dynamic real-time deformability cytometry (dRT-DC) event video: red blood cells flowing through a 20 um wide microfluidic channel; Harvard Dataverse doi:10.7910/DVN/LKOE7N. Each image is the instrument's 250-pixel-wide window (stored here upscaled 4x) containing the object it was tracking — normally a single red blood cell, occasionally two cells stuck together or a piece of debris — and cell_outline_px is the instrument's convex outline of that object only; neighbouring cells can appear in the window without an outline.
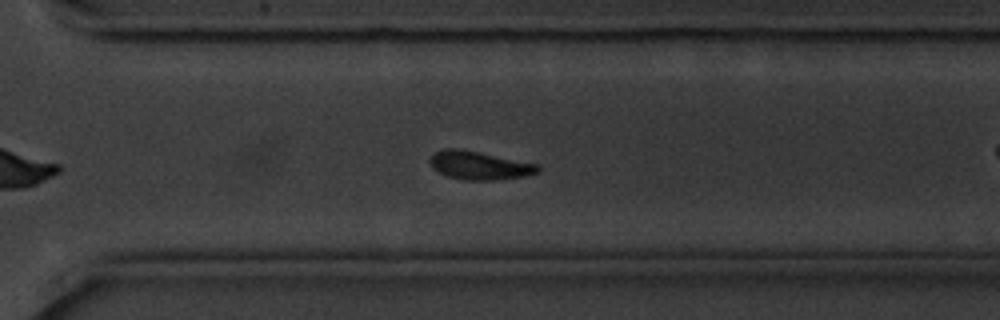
{"species": "common noctule bat (a hibernating species)", "species_latin": "Nyctalus noctula", "temperature_condition": "cold", "stored_images_in_passage": 42, "camera_frame_rate_fps": 3000, "um_per_image_px": 0.085, "animal": {"sex": "male", "body_mass_g": 20.1, "forearm_length_mm": 53.5}, "frame": {"image": 1, "passage_image": 24, "time_ms": 7.667, "image_size_px": [1000, 320], "cell_outline_px": [[540, 172], [524, 176], [492, 180], [468, 180], [448, 176], [432, 168], [428, 160], [436, 152], [444, 148], [456, 148], [540, 164]], "centroid_in_image_um": [40.76, 14.06], "position_along_channel_um": 329.8, "area_um2": 17.63}}
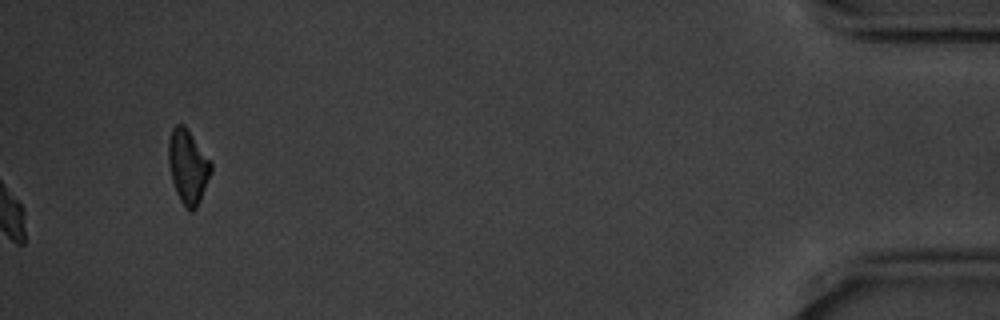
{"frame": {"image": 2, "passage_image": 42, "time_ms": 13.667, "image_size_px": [1000, 320], "cell_outline_px": [[212, 172], [200, 200], [196, 208], [192, 212], [180, 200], [176, 192], [172, 180], [168, 164], [168, 140], [172, 128], [176, 124], [184, 124], [212, 164]], "centroid_in_image_um": [15.96, 14.14], "position_along_channel_um": 419.2, "area_um2": 18.15}, "authors_computed_cell_mechanics": {"area_um2": 17.4556, "velocity_mm_per_s": 3.4988, "shape_relaxation_time_tau1_ms": 1.7129, "shape_relaxation_time_tau2_ms": null, "deformation_change_tau1": 0.1387, "deformation_change_tau2": null}}